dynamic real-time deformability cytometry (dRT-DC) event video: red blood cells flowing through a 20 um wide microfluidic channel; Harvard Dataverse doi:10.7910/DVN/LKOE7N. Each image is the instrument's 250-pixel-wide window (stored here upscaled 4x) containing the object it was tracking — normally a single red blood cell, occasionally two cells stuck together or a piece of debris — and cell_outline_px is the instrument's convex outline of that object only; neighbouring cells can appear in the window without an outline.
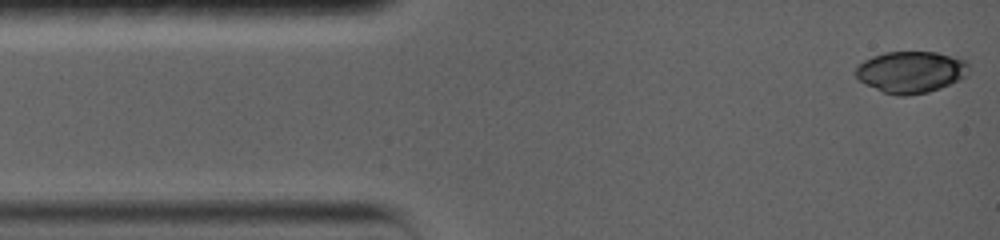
{"species": "common noctule bat (a hibernating species)", "species_latin": "Nyctalus noctula", "temperature_condition": "warm", "stored_images_in_passage": 19, "camera_frame_rate_fps": 5000, "um_per_image_px": 0.085, "animal": {"sex": "female", "body_mass_g": 19.0, "forearm_length_mm": 56.7}, "frame": {"image": 1, "passage_image": 1, "time_ms": 0.0, "image_size_px": [1000, 240], "cell_outline_px": [[968, 72], [960, 80], [940, 88], [928, 92], [908, 96], [900, 96], [884, 92], [864, 84], [856, 76], [856, 68], [864, 60], [872, 56], [884, 52], [936, 52], [968, 60]], "centroid_in_image_um": [77.44, 6.12], "position_along_channel_um": 7.6, "area_um2": 27.46}}
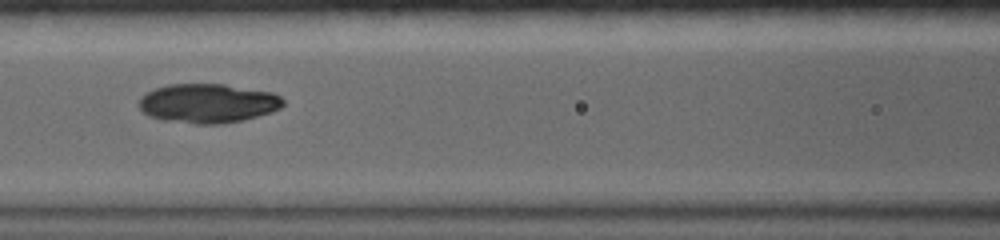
{"frame": {"image": 2, "passage_image": 9, "time_ms": 5.8, "image_size_px": [1000, 240], "cell_outline_px": [[284, 104], [280, 108], [272, 112], [240, 120], [220, 124], [196, 124], [160, 120], [148, 116], [136, 104], [140, 96], [156, 88], [168, 84], [224, 84], [272, 92], [280, 96], [284, 100]], "centroid_in_image_um": [17.63, 8.78], "position_along_channel_um": 149.0, "area_um2": 33.12}}
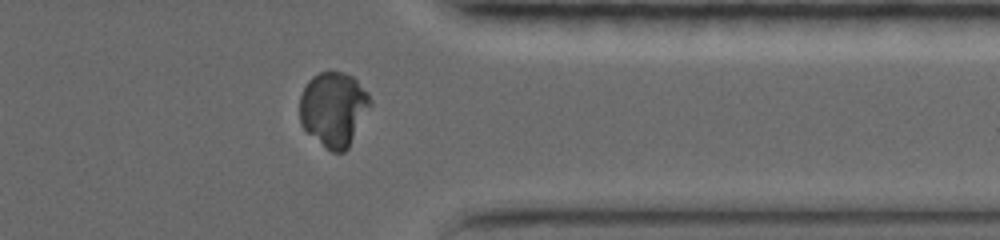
{"frame": {"image": 3, "passage_image": 19, "time_ms": 12.2, "image_size_px": [1000, 240], "cell_outline_px": [[372, 104], [348, 148], [344, 152], [332, 152], [308, 132], [300, 124], [300, 96], [308, 80], [312, 76], [320, 72], [344, 72], [352, 76], [368, 92], [372, 100]], "centroid_in_image_um": [28.37, 9.25], "position_along_channel_um": 383.0, "area_um2": 30.52}}